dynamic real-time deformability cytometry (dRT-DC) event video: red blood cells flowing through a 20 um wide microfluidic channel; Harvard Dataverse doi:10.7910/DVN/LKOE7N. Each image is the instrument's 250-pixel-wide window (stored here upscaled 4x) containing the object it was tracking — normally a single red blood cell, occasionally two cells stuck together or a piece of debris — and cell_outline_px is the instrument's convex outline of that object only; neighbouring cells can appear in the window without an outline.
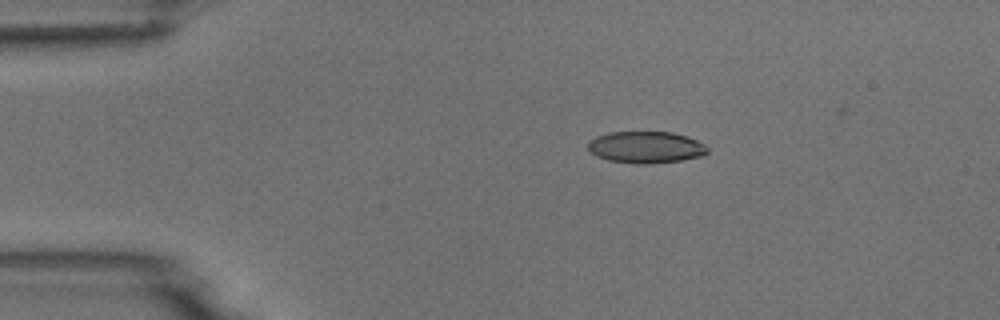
{"species": "common noctule bat (a hibernating species)", "species_latin": "Nyctalus noctula", "temperature_condition": "room temperature", "stored_images_in_passage": 7, "camera_frame_rate_fps": 3000, "um_per_image_px": 0.085, "animal": {"sex": "male", "body_mass_g": 18.8}, "frame": {"image": 1, "passage_image": 2, "time_ms": 1.333, "image_size_px": [1000, 320], "cell_outline_px": [[708, 152], [700, 156], [680, 160], [648, 164], [636, 164], [608, 160], [596, 156], [588, 148], [588, 140], [596, 136], [608, 132], [672, 132], [688, 136], [704, 144], [708, 148]], "centroid_in_image_um": [54.88, 12.51], "position_along_channel_um": 30.1, "area_um2": 22.14}}
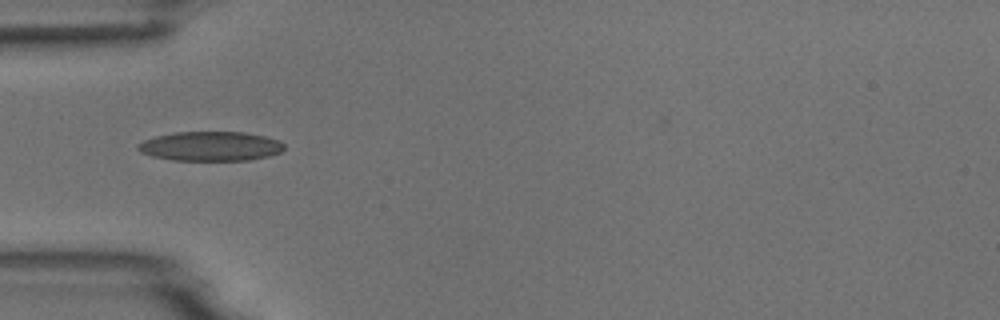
{"frame": {"image": 2, "passage_image": 4, "time_ms": 3.667, "image_size_px": [1000, 320], "cell_outline_px": [[284, 148], [280, 152], [268, 156], [248, 160], [172, 160], [152, 156], [140, 152], [136, 148], [136, 144], [144, 140], [156, 136], [176, 132], [244, 132], [264, 136], [280, 140], [284, 144]], "centroid_in_image_um": [17.88, 12.43], "position_along_channel_um": 67.1, "area_um2": 25.09}}